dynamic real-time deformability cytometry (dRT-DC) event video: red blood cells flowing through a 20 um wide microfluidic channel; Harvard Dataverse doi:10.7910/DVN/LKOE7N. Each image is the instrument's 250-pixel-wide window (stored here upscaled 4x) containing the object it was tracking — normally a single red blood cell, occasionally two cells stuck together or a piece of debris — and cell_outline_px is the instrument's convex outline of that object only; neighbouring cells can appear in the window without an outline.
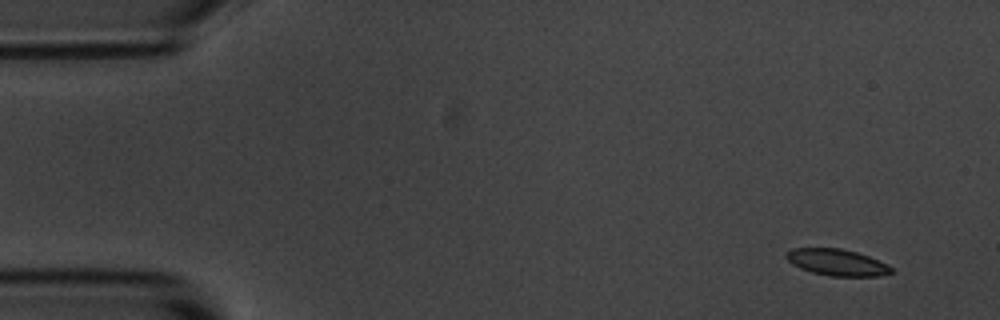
{"species": "common noctule bat (a hibernating species)", "species_latin": "Nyctalus noctula", "temperature_condition": "room temperature", "stored_images_in_passage": 5, "segment_of_instrument_passage": [2, 2], "camera_frame_rate_fps": 3000, "um_per_image_px": 0.085, "animal": {"sex": "male", "body_mass_g": 20.1, "forearm_length_mm": 53.5}, "frame": {"image": 1, "passage_image": 5, "time_ms": 5.667, "image_size_px": [1000, 320], "cell_outline_px": [[892, 272], [880, 276], [832, 276], [812, 272], [800, 268], [792, 264], [784, 256], [792, 248], [840, 248], [856, 252], [868, 256], [888, 264], [892, 268]], "centroid_in_image_um": [71.14, 22.3], "position_along_channel_um": 13.9, "area_um2": 16.13}}